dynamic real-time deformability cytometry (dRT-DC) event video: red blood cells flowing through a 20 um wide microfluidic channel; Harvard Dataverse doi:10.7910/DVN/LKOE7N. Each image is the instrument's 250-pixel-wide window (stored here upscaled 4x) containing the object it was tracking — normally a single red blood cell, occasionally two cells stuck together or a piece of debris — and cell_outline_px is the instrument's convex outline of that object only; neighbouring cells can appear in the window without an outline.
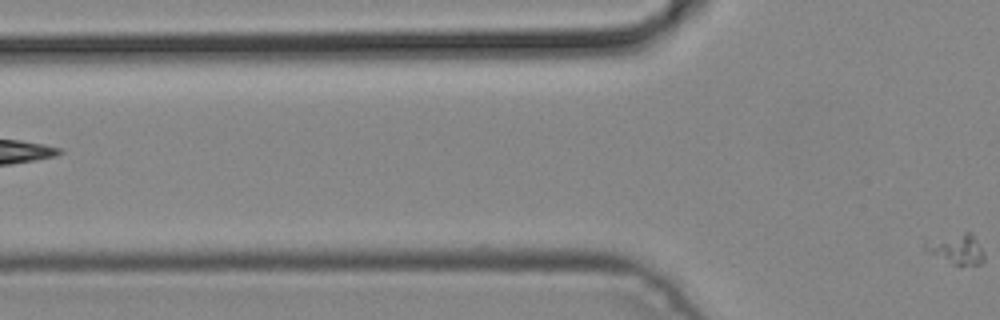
{"species": "common noctule bat (a hibernating species)", "species_latin": "Nyctalus noctula", "temperature_condition": "cold", "stored_images_in_passage": 2, "segment_of_instrument_passage": [2, 2], "camera_frame_rate_fps": 3000, "um_per_image_px": 0.085, "animal": {"sex": "male", "body_mass_g": 19.2, "forearm_length_mm": 51.8}, "frame": {"image": 1, "passage_image": 2, "time_ms": 0.333, "image_size_px": [1000, 320], "cell_outline_px": [[984, 260], [980, 264], [960, 268], [928, 252], [924, 248], [924, 244], [964, 232], [968, 232], [976, 240], [984, 252]], "centroid_in_image_um": [81.39, 21.26], "position_along_channel_um": 44.4, "area_um2": 10.0}}